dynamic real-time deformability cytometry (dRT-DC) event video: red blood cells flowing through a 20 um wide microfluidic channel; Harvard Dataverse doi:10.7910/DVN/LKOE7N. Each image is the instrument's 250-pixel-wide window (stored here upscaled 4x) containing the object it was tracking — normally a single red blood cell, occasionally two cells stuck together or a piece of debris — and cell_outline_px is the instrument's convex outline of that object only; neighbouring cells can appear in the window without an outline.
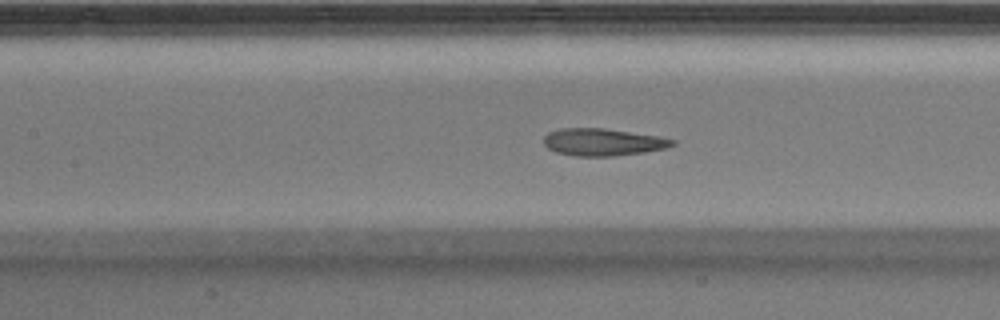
{"species": "Egyptian fruit bat (a non-hibernating species)", "species_latin": "Rousettus aegyptiacus", "temperature_condition": "warm", "stored_images_in_passage": 39, "camera_frame_rate_fps": 3000, "um_per_image_px": 0.085, "animal": {"sex": "male"}, "frame": {"image": 1, "passage_image": 14, "time_ms": 4.333, "image_size_px": [1000, 320], "cell_outline_px": [[676, 144], [668, 148], [644, 152], [616, 156], [576, 156], [556, 152], [548, 148], [544, 144], [544, 136], [548, 132], [560, 128], [604, 128], [660, 136], [676, 140]], "centroid_in_image_um": [51.27, 12.07], "position_along_channel_um": 156.1, "area_um2": 20.63}}
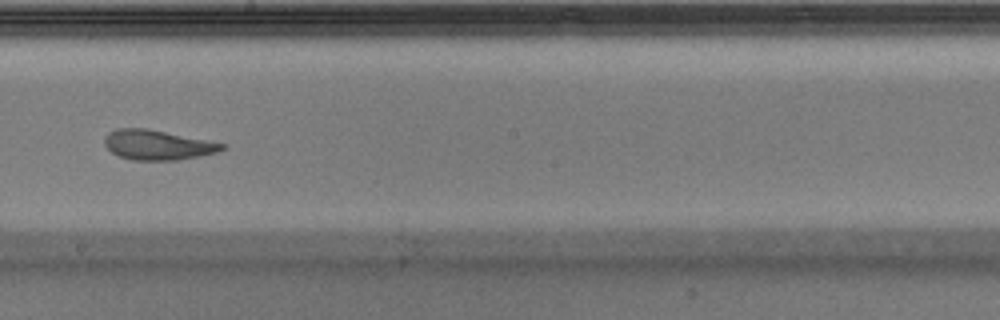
{"frame": {"image": 2, "passage_image": 20, "time_ms": 6.333, "image_size_px": [1000, 320], "cell_outline_px": [[224, 148], [216, 152], [176, 160], [132, 160], [120, 156], [112, 152], [104, 144], [104, 136], [108, 132], [116, 128], [144, 128], [224, 144]], "centroid_in_image_um": [13.29, 12.32], "position_along_channel_um": 234.9, "area_um2": 19.88}}
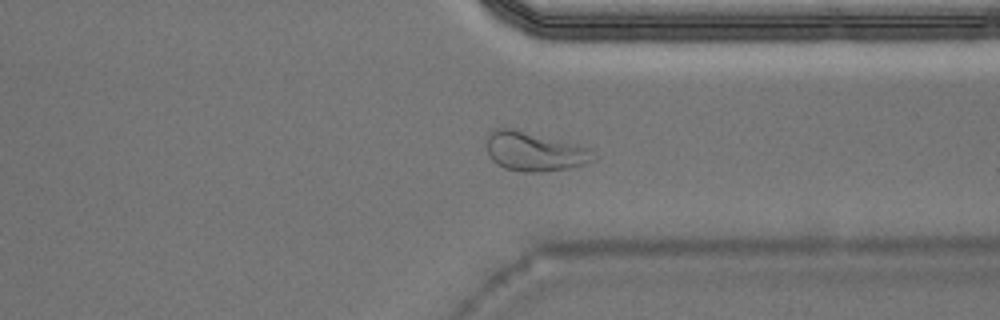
{"frame": {"image": 3, "passage_image": 30, "time_ms": 9.667, "image_size_px": [1000, 320], "cell_outline_px": [[596, 156], [592, 160], [584, 164], [568, 168], [540, 172], [524, 172], [504, 168], [496, 164], [492, 160], [488, 152], [488, 132], [492, 128], [512, 128], [588, 148]], "centroid_in_image_um": [45.37, 12.88], "position_along_channel_um": 366.0, "area_um2": 23.93}}